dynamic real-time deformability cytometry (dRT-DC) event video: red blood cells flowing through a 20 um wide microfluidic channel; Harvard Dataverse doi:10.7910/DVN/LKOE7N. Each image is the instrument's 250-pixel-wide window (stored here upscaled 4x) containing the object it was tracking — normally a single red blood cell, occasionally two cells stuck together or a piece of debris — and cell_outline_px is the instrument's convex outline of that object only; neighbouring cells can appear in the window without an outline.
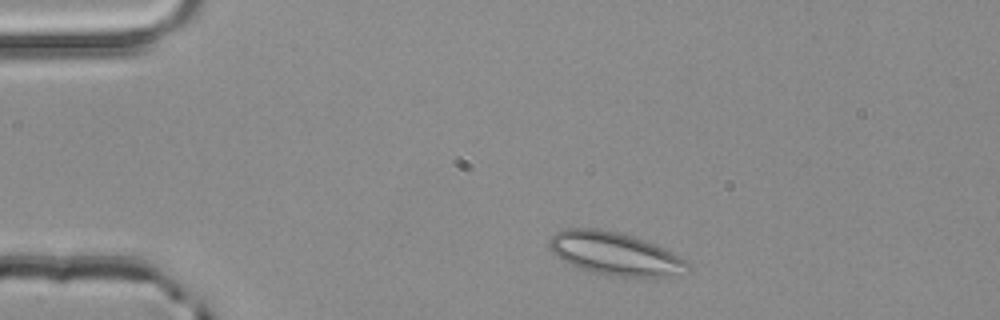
{"species": "common noctule bat (a hibernating species)", "species_latin": "Nyctalus noctula", "temperature_condition": "room temperature", "stored_images_in_passage": 2, "camera_frame_rate_fps": 3000, "um_per_image_px": 0.085, "animal": {"sex": "male", "body_mass_g": 20.4}, "frame": {"image": 1, "passage_image": 1, "time_ms": 0.0, "image_size_px": [1000, 320], "cell_outline_px": [[692, 268], [688, 272], [656, 280], [612, 276], [592, 272], [580, 268], [556, 256], [548, 248], [548, 240], [556, 232], [564, 228], [596, 228], [616, 232], [632, 236], [656, 244], [664, 248], [684, 260]], "centroid_in_image_um": [52.32, 21.61], "position_along_channel_um": 32.7, "area_um2": 35.26}}